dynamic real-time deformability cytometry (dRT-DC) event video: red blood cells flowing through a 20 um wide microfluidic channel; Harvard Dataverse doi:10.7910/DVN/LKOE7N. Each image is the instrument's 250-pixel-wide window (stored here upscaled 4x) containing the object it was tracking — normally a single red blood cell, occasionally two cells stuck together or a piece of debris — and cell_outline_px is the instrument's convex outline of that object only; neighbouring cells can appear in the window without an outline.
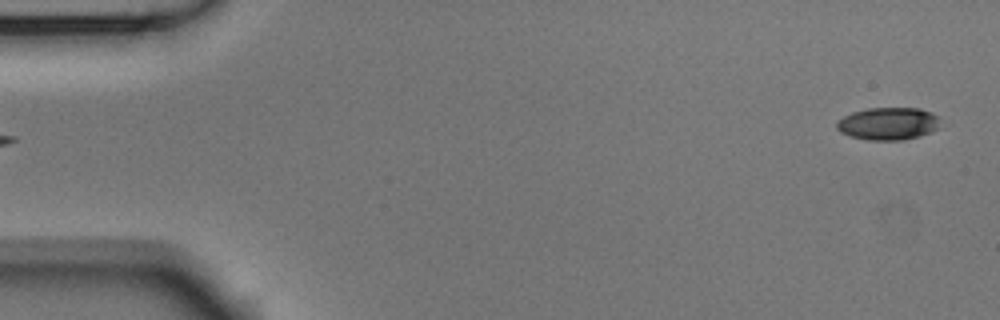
{"species": "Egyptian fruit bat (a non-hibernating species)", "species_latin": "Rousettus aegyptiacus", "temperature_condition": "room temperature", "stored_images_in_passage": 54, "camera_frame_rate_fps": 3000, "um_per_image_px": 0.085, "animal": {"sex": "male"}, "frame": {"image": 1, "passage_image": 2, "time_ms": 0.333, "image_size_px": [1000, 320], "cell_outline_px": [[940, 128], [932, 132], [920, 136], [904, 140], [868, 140], [852, 136], [840, 132], [836, 128], [836, 120], [852, 112], [868, 108], [920, 108], [932, 112], [936, 116]], "centroid_in_image_um": [75.49, 10.51], "position_along_channel_um": 9.5, "area_um2": 19.77}}
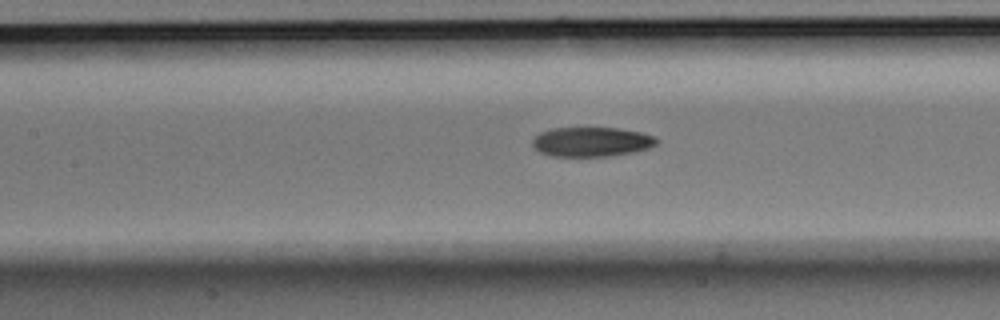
{"frame": {"image": 2, "passage_image": 24, "time_ms": 7.667, "image_size_px": [1000, 320], "cell_outline_px": [[660, 140], [656, 144], [648, 148], [632, 152], [604, 156], [552, 156], [540, 152], [532, 144], [532, 140], [540, 132], [552, 128], [620, 128], [640, 132], [656, 136]], "centroid_in_image_um": [50.3, 12.04], "position_along_channel_um": 157.1, "area_um2": 21.27}}
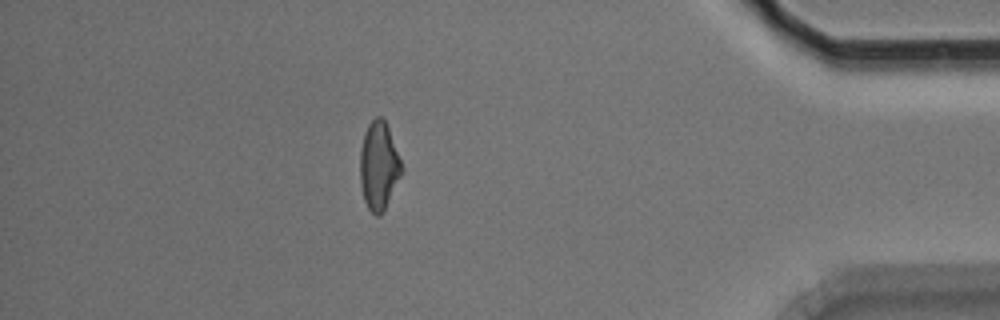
{"frame": {"image": 3, "passage_image": 47, "time_ms": 15.333, "image_size_px": [1000, 320], "cell_outline_px": [[404, 168], [380, 216], [376, 216], [368, 208], [364, 200], [360, 184], [360, 148], [364, 132], [368, 124], [376, 116], [380, 116], [384, 120], [388, 128]], "centroid_in_image_um": [32.18, 14.07], "position_along_channel_um": 403.0, "area_um2": 21.1}, "authors_computed_cell_mechanics": {"area_um2": 21.4438, "velocity_mm_per_s": 3.7679, "shape_relaxation_time_tau1_ms": 4.0886, "shape_relaxation_time_tau2_ms": 4.7246, "deformation_change_tau1": 0.1377, "deformation_change_tau2": 0.1312}}